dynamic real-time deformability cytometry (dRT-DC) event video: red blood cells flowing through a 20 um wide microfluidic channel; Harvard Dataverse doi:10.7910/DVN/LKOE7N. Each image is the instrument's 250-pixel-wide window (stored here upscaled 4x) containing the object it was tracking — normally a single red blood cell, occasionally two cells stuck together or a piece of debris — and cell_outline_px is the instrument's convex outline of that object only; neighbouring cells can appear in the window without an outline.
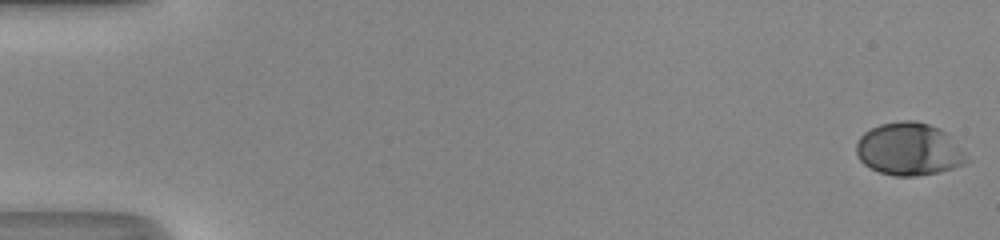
{"species": "human", "species_latin": "Homo sapiens", "temperature_condition": "room temperature", "stored_images_in_passage": 50, "camera_frame_rate_fps": 3000, "um_per_image_px": 0.085, "donor": {"sex": "male"}, "frame": {"image": 1, "passage_image": 1, "time_ms": 0.0, "image_size_px": [1000, 240], "cell_outline_px": [[972, 160], [964, 164], [952, 168], [936, 172], [916, 176], [896, 176], [880, 172], [864, 164], [860, 160], [856, 152], [856, 144], [860, 136], [864, 132], [880, 124], [900, 120], [916, 120], [940, 128]], "centroid_in_image_um": [77.26, 12.67], "position_along_channel_um": 7.7, "area_um2": 33.7}}
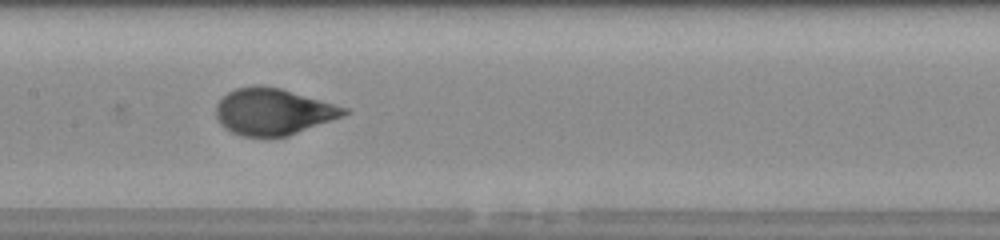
{"frame": {"image": 2, "passage_image": 26, "time_ms": 8.333, "image_size_px": [1000, 240], "cell_outline_px": [[352, 112], [344, 116], [288, 136], [240, 136], [224, 128], [220, 124], [216, 116], [216, 104], [228, 92], [236, 88], [256, 84], [280, 88], [348, 108]], "centroid_in_image_um": [23.22, 9.49], "position_along_channel_um": 184.2, "area_um2": 34.74}}
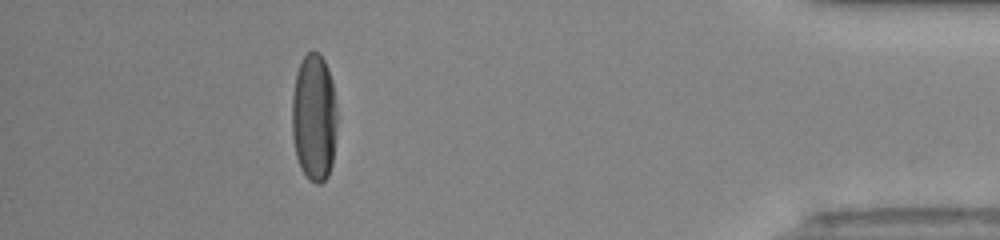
{"frame": {"image": 3, "passage_image": 45, "time_ms": 14.667, "image_size_px": [1000, 240], "cell_outline_px": [[336, 128], [332, 164], [328, 176], [320, 184], [316, 184], [300, 168], [296, 156], [292, 136], [292, 96], [296, 72], [304, 56], [312, 48], [324, 60], [328, 68], [332, 80], [336, 104]], "centroid_in_image_um": [26.69, 9.97], "position_along_channel_um": 408.5, "area_um2": 33.64}, "authors_computed_cell_mechanics": {"area_um2": 34.0731, "velocity_mm_per_s": 4.3253, "shape_relaxation_time_tau1_ms": 3.07, "shape_relaxation_time_tau2_ms": null, "deformation_change_tau1": 0.1731, "deformation_change_tau2": null}}